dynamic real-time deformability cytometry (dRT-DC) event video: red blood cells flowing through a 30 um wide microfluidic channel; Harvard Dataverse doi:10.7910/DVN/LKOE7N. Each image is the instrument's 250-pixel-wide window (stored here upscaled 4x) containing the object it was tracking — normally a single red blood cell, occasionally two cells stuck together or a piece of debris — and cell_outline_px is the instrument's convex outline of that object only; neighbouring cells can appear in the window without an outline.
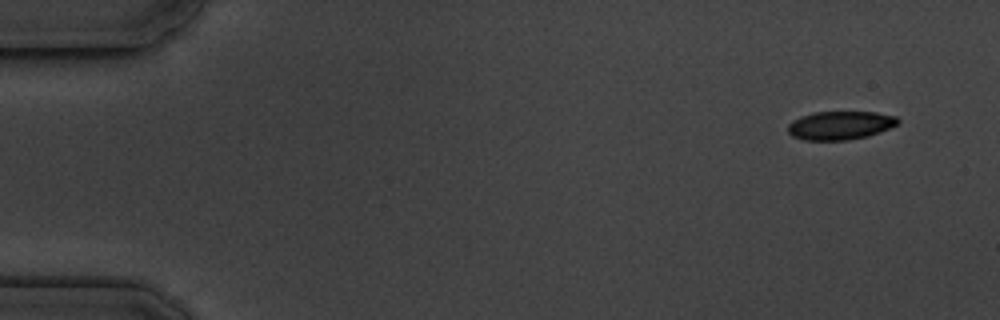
{"species": "common noctule bat (a hibernating species)", "species_latin": "Nyctalus noctula", "temperature_condition": "cold", "stored_images_in_passage": 6, "camera_frame_rate_fps": 3000, "um_per_image_px": 0.085, "animal": {"sex": "male", "body_mass_g": 19.5, "forearm_length_mm": 54.6}, "frame": {"image": 1, "passage_image": 1, "time_ms": 0.0, "image_size_px": [1000, 320], "cell_outline_px": [[900, 120], [896, 124], [880, 132], [868, 136], [848, 140], [804, 140], [792, 136], [788, 132], [788, 124], [792, 120], [800, 116], [812, 112], [876, 112], [896, 116]], "centroid_in_image_um": [71.38, 10.65], "position_along_channel_um": 13.6, "area_um2": 18.32}}
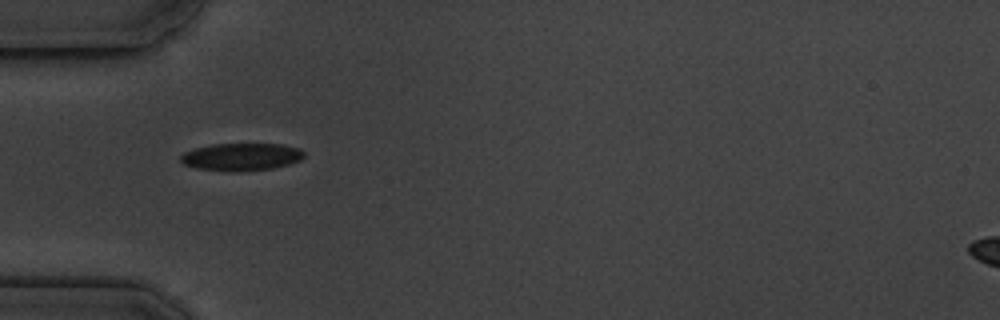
{"frame": {"image": 2, "passage_image": 5, "time_ms": 4.667, "image_size_px": [1000, 320], "cell_outline_px": [[304, 156], [300, 160], [288, 164], [272, 168], [240, 172], [232, 172], [196, 168], [184, 164], [180, 160], [180, 156], [184, 152], [196, 148], [212, 144], [280, 144], [300, 148], [304, 152]], "centroid_in_image_um": [20.51, 13.34], "position_along_channel_um": 64.5, "area_um2": 19.83}}